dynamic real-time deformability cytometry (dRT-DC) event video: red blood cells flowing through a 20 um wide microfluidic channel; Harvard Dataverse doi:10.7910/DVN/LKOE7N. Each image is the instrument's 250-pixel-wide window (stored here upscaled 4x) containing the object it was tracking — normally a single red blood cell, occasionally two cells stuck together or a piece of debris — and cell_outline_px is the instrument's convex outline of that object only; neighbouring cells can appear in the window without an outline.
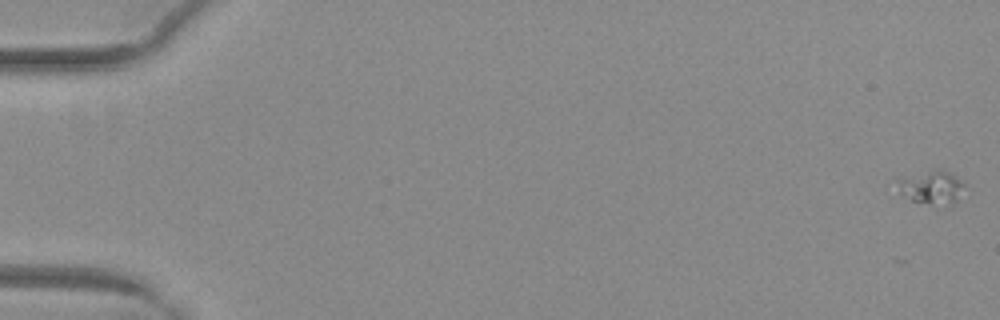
{"species": "common noctule bat (a hibernating species)", "species_latin": "Nyctalus noctula", "temperature_condition": "warm", "stored_images_in_passage": 46, "camera_frame_rate_fps": 3000, "um_per_image_px": 0.085, "animal": {"sex": "female", "body_mass_g": 29.2, "forearm_length_mm": 56.3}, "frame": {"image": 1, "passage_image": 1, "time_ms": 0.0, "image_size_px": [1000, 320], "cell_outline_px": [[968, 188], [956, 200], [928, 204], [912, 200], [900, 192], [896, 180], [900, 176], [936, 168], [944, 168], [960, 180]], "centroid_in_image_um": [79.17, 15.83], "position_along_channel_um": 5.8, "area_um2": 13.06}}
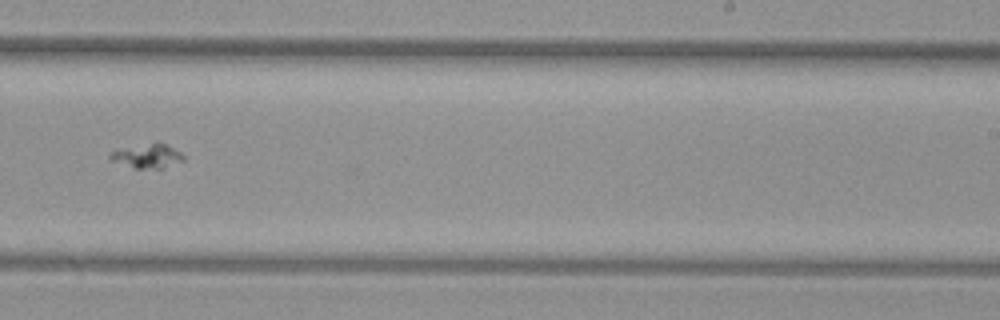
{"frame": {"image": 2, "passage_image": 35, "time_ms": 11.333, "image_size_px": [1000, 320], "cell_outline_px": [[184, 160], [164, 168], [132, 168], [108, 160], [108, 156], [116, 148], [152, 144], [168, 144], [180, 152], [184, 156]], "centroid_in_image_um": [12.47, 13.28], "position_along_channel_um": 276.5, "area_um2": 10.29}}
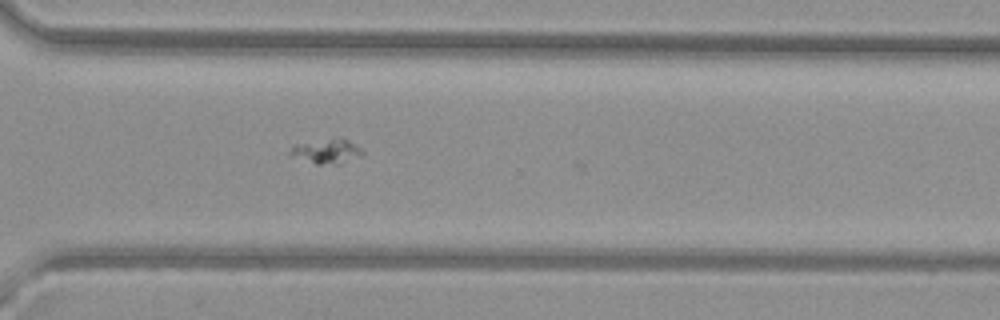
{"frame": {"image": 3, "passage_image": 40, "time_ms": 13.0, "image_size_px": [1000, 320], "cell_outline_px": [[364, 156], [340, 164], [316, 164], [292, 156], [288, 152], [296, 144], [332, 136], [340, 136], [348, 140], [360, 148], [364, 152]], "centroid_in_image_um": [27.82, 12.83], "position_along_channel_um": 342.8, "area_um2": 10.75}}